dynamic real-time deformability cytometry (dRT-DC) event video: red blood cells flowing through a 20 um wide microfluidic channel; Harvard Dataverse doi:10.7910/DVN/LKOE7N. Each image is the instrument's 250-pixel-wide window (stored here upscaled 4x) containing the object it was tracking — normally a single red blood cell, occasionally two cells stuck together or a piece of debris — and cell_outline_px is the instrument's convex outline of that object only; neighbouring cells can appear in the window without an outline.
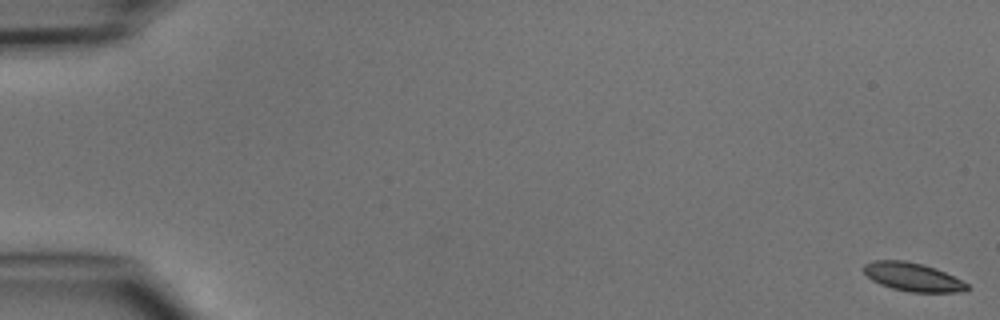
{"species": "common noctule bat (a hibernating species)", "species_latin": "Nyctalus noctula", "temperature_condition": "cold", "stored_images_in_passage": 5, "camera_frame_rate_fps": 3000, "um_per_image_px": 0.085, "animal": {"sex": "male", "body_mass_g": 15.6}, "frame": {"image": 1, "passage_image": 1, "time_ms": 0.0, "image_size_px": [1000, 320], "cell_outline_px": [[972, 288], [964, 292], [908, 292], [892, 288], [880, 284], [872, 280], [864, 272], [864, 264], [872, 260], [904, 260], [924, 264], [936, 268], [968, 284]], "centroid_in_image_um": [77.59, 23.54], "position_along_channel_um": 7.4, "area_um2": 17.22}}
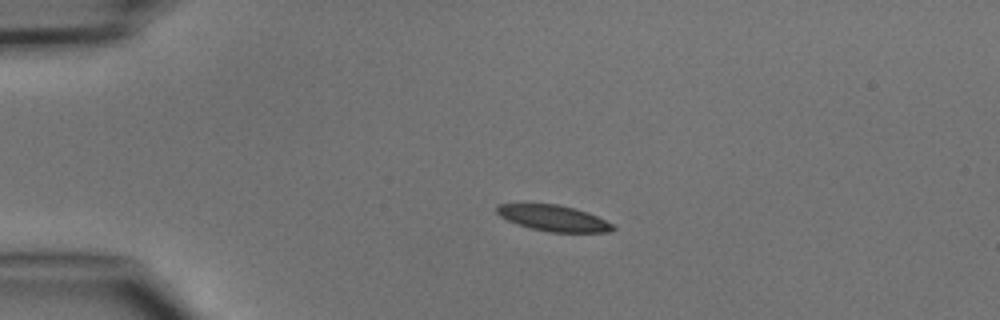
{"frame": {"image": 2, "passage_image": 4, "time_ms": 3.667, "image_size_px": [1000, 320], "cell_outline_px": [[616, 228], [608, 232], [548, 232], [516, 224], [500, 216], [496, 212], [496, 204], [556, 204], [588, 212], [612, 224]], "centroid_in_image_um": [47.02, 18.54], "position_along_channel_um": 38.0, "area_um2": 17.34}}